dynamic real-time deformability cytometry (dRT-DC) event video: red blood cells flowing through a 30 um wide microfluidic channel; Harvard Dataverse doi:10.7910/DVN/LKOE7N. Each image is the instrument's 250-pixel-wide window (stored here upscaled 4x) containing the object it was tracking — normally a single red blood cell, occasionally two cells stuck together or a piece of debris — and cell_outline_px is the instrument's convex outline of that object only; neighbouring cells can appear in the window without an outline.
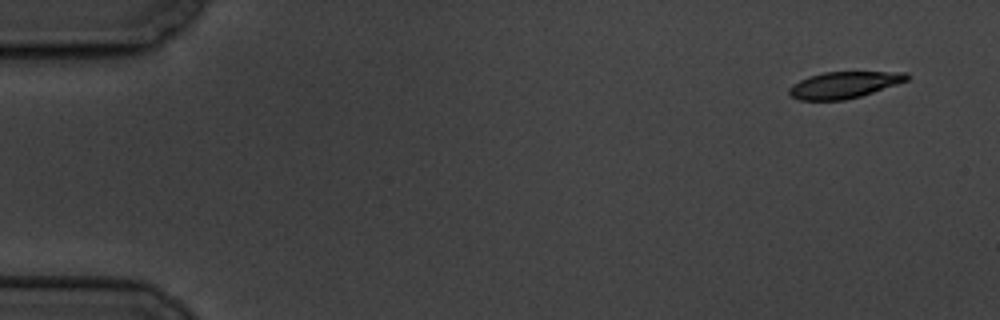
{"species": "common noctule bat (a hibernating species)", "species_latin": "Nyctalus noctula", "temperature_condition": "cold", "stored_images_in_passage": 5, "segment_of_instrument_passage": [2, 2], "camera_frame_rate_fps": 3000, "um_per_image_px": 0.085, "animal": {"sex": "male", "body_mass_g": 19.5, "forearm_length_mm": 54.6}, "frame": {"image": 1, "passage_image": 5, "time_ms": 4.667, "image_size_px": [1000, 320], "cell_outline_px": [[908, 80], [860, 96], [844, 100], [800, 100], [792, 96], [788, 92], [788, 88], [792, 84], [808, 76], [824, 72], [908, 72]], "centroid_in_image_um": [71.7, 7.21], "position_along_channel_um": 13.3, "area_um2": 18.03}}